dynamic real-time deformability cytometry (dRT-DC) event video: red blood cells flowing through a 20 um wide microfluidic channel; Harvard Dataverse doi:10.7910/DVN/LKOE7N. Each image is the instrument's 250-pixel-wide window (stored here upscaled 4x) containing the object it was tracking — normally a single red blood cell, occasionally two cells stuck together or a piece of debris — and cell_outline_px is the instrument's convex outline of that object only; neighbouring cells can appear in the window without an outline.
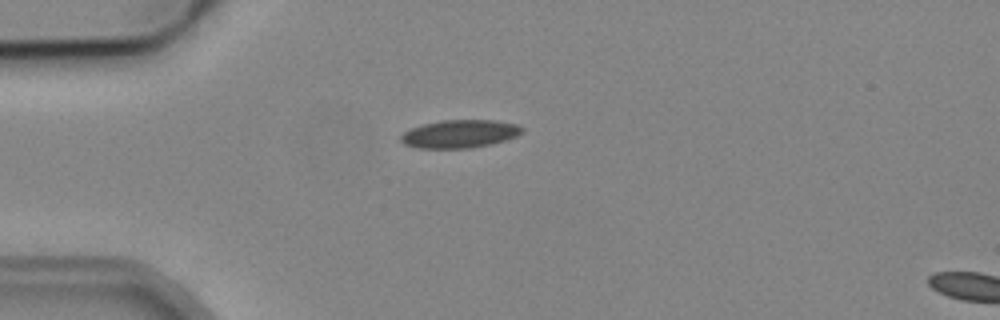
{"species": "common noctule bat (a hibernating species)", "species_latin": "Nyctalus noctula", "temperature_condition": "cold", "stored_images_in_passage": 3, "camera_frame_rate_fps": 3000, "um_per_image_px": 0.085, "animal": {"sex": "male", "body_mass_g": 19.2, "forearm_length_mm": 51.8}, "frame": {"image": 1, "passage_image": 2, "time_ms": 1.333, "image_size_px": [1000, 320], "cell_outline_px": [[524, 132], [516, 136], [504, 140], [488, 144], [468, 148], [416, 148], [404, 144], [400, 140], [400, 136], [404, 132], [412, 128], [424, 124], [440, 120], [492, 120], [516, 124], [524, 128]], "centroid_in_image_um": [39.06, 11.37], "position_along_channel_um": 45.9, "area_um2": 19.65}}